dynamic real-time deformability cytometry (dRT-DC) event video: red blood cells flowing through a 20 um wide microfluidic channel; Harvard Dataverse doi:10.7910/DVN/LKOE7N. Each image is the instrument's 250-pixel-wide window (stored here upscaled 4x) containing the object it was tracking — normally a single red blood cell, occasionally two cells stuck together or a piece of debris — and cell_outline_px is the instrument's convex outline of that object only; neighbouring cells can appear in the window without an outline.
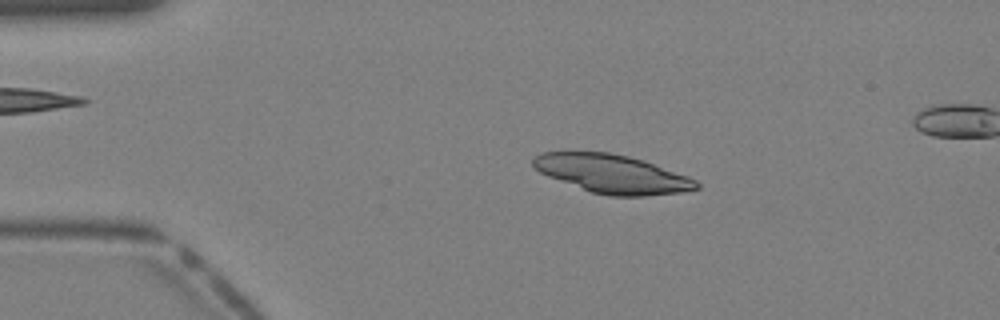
{"species": "Egyptian fruit bat (a non-hibernating species)", "species_latin": "Rousettus aegyptiacus", "temperature_condition": "warm", "stored_images_in_passage": 16, "camera_frame_rate_fps": 3000, "um_per_image_px": 0.085, "animal": {"sex": "female"}, "frame": {"image": 1, "passage_image": 2, "time_ms": 0.333, "image_size_px": [1000, 320], "cell_outline_px": [[700, 188], [680, 192], [644, 196], [608, 196], [592, 192], [548, 176], [540, 172], [532, 164], [532, 160], [540, 152], [612, 152], [644, 160], [688, 176], [696, 180], [700, 184]], "centroid_in_image_um": [52.06, 14.77], "position_along_channel_um": 32.9, "area_um2": 36.47}}